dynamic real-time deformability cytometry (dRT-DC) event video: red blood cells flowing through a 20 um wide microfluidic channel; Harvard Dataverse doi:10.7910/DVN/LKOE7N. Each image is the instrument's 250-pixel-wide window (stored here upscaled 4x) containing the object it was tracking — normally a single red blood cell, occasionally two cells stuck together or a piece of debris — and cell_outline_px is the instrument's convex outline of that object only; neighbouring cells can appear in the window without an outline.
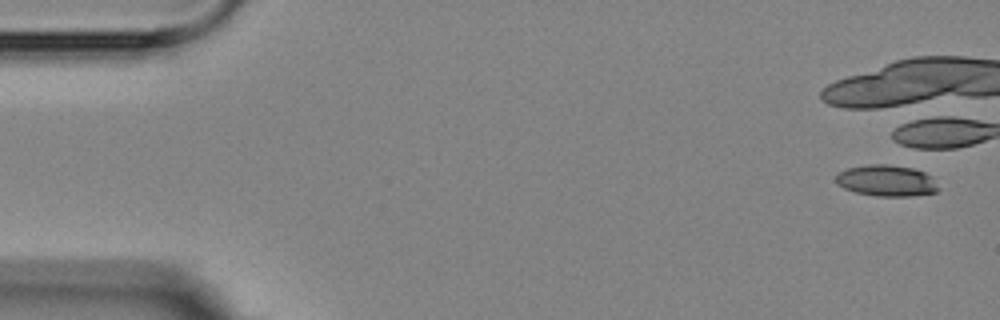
{"species": "Egyptian fruit bat (a non-hibernating species)", "species_latin": "Rousettus aegyptiacus", "temperature_condition": "room temperature", "stored_images_in_passage": 5, "camera_frame_rate_fps": 3000, "um_per_image_px": 0.085, "animal": {"sex": "female"}, "frame": {"image": 1, "passage_image": 1, "time_ms": 0.0, "image_size_px": [1000, 320], "cell_outline_px": [[940, 188], [936, 192], [912, 196], [876, 196], [856, 192], [844, 188], [836, 184], [836, 176], [840, 172], [848, 168], [868, 164], [888, 164], [912, 168], [924, 172]], "centroid_in_image_um": [75.33, 15.36], "position_along_channel_um": 9.7, "area_um2": 18.5}}